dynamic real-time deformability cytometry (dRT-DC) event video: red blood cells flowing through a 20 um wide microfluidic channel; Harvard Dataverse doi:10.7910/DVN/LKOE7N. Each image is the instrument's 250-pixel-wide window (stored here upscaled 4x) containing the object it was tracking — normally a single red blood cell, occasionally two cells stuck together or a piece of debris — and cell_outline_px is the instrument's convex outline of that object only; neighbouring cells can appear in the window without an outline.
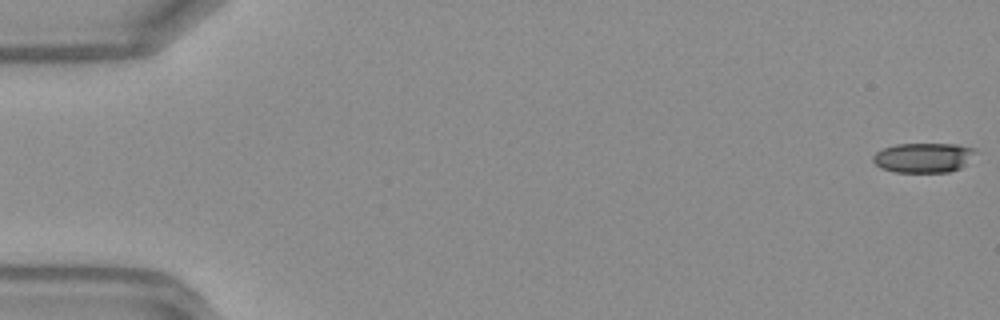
{"species": "Egyptian fruit bat (a non-hibernating species)", "species_latin": "Rousettus aegyptiacus", "temperature_condition": "warm", "stored_images_in_passage": 49, "camera_frame_rate_fps": 3000, "um_per_image_px": 0.085, "frame": {"image": 1, "passage_image": 1, "time_ms": 0.0, "image_size_px": [1000, 320], "cell_outline_px": [[980, 152], [960, 168], [948, 172], [892, 172], [880, 168], [872, 160], [872, 156], [876, 152], [884, 148], [896, 144], [956, 144], [976, 148]], "centroid_in_image_um": [78.53, 13.4], "position_along_channel_um": 6.5, "area_um2": 18.03}}
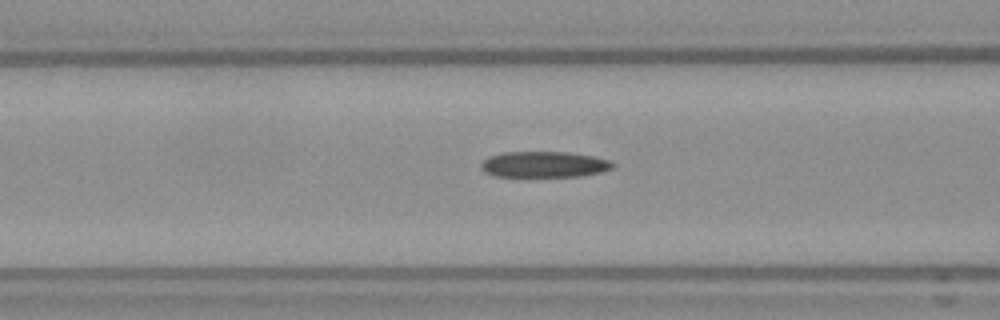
{"frame": {"image": 2, "passage_image": 20, "time_ms": 6.333, "image_size_px": [1000, 320], "cell_outline_px": [[616, 164], [612, 168], [600, 172], [580, 176], [496, 176], [484, 172], [480, 168], [480, 164], [488, 156], [500, 152], [568, 152], [596, 156], [608, 160]], "centroid_in_image_um": [46.23, 13.96], "position_along_channel_um": 120.4, "area_um2": 20.0}}
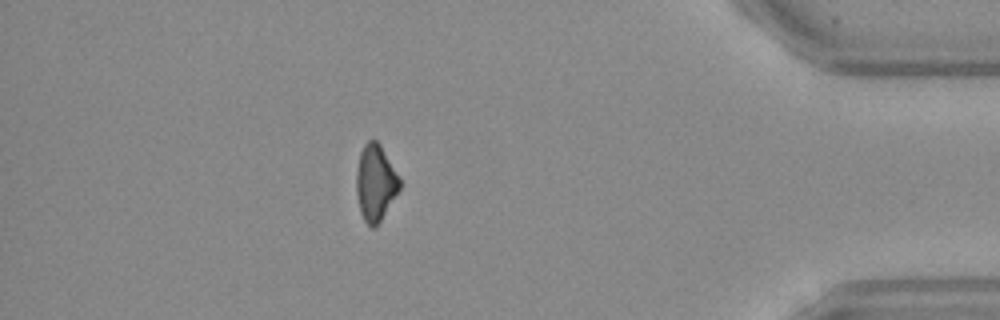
{"frame": {"image": 3, "passage_image": 43, "time_ms": 14.0, "image_size_px": [1000, 320], "cell_outline_px": [[400, 188], [380, 220], [372, 228], [364, 220], [360, 212], [356, 192], [356, 172], [360, 152], [364, 144], [368, 140], [376, 140], [380, 144], [400, 176]], "centroid_in_image_um": [31.9, 15.49], "position_along_channel_um": 403.3, "area_um2": 19.07}, "authors_computed_cell_mechanics": {"area_um2": 20.0566, "velocity_mm_per_s": 4.2371, "shape_relaxation_time_tau1_ms": null, "shape_relaxation_time_tau2_ms": 6.9883, "deformation_change_tau1": null, "deformation_change_tau2": 0.1994}}